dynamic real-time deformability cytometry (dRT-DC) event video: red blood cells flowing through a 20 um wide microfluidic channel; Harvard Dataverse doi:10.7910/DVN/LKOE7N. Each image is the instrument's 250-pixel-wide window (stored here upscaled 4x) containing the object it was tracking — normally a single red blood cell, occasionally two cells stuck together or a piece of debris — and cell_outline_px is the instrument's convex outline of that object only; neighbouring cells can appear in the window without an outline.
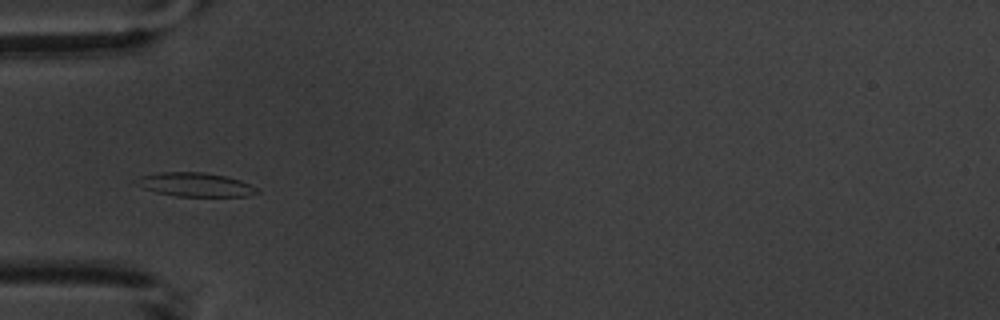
{"species": "common noctule bat (a hibernating species)", "species_latin": "Nyctalus noctula", "temperature_condition": "warm", "stored_images_in_passage": 8, "camera_frame_rate_fps": 3000, "um_per_image_px": 0.085, "animal": {"sex": "male", "body_mass_g": 20.1, "forearm_length_mm": 53.5}, "frame": {"image": 1, "passage_image": 4, "time_ms": 3.333, "image_size_px": [1000, 320], "cell_outline_px": [[260, 192], [248, 196], [176, 196], [156, 192], [144, 188], [136, 184], [132, 180], [140, 176], [160, 172], [204, 172], [224, 176], [240, 180], [256, 188]], "centroid_in_image_um": [16.55, 15.69], "position_along_channel_um": 68.4, "area_um2": 16.7}}
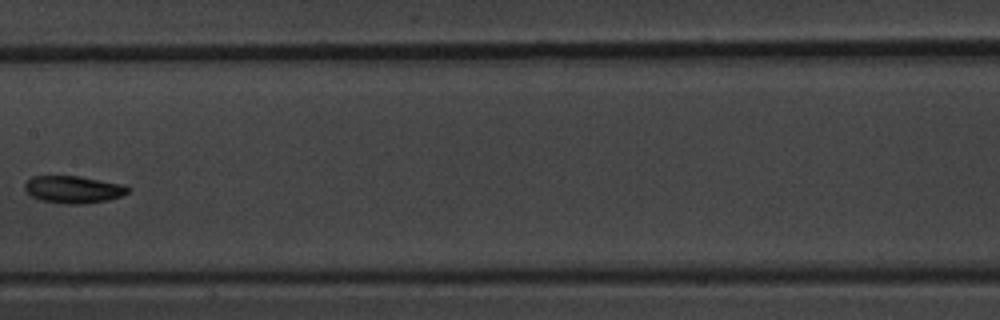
{"frame": {"image": 2, "passage_image": 7, "time_ms": 7.0, "image_size_px": [1000, 320], "cell_outline_px": [[132, 188], [128, 192], [120, 196], [108, 200], [88, 204], [68, 204], [40, 200], [32, 196], [24, 188], [24, 184], [32, 176], [80, 176], [128, 184]], "centroid_in_image_um": [6.31, 16.1], "position_along_channel_um": 201.1, "area_um2": 16.7}}
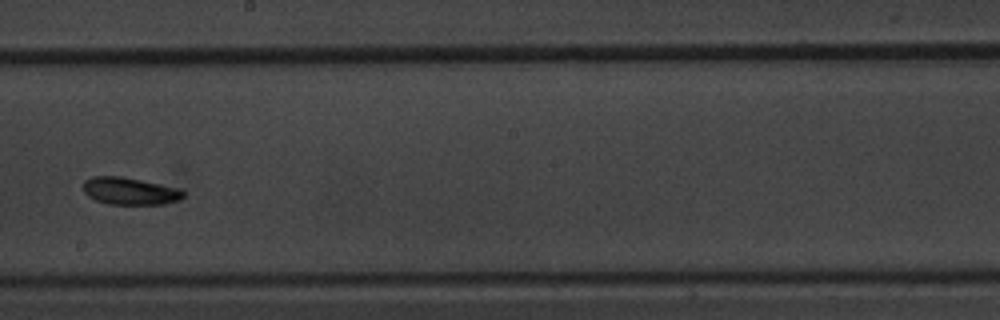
{"frame": {"image": 3, "passage_image": 8, "time_ms": 8.0, "image_size_px": [1000, 320], "cell_outline_px": [[184, 196], [180, 200], [164, 204], [108, 204], [96, 200], [88, 196], [84, 192], [84, 180], [92, 176], [120, 176], [180, 188], [184, 192]], "centroid_in_image_um": [11.04, 16.24], "position_along_channel_um": 237.2, "area_um2": 15.9}}